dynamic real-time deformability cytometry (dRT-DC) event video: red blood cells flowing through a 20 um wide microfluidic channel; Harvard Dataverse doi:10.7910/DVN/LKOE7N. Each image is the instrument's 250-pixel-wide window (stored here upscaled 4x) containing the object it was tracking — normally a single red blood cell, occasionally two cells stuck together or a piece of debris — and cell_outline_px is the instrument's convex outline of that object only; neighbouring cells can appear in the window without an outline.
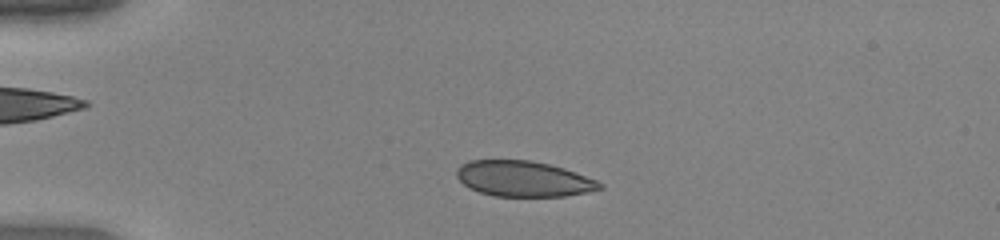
{"species": "human", "species_latin": "Homo sapiens", "temperature_condition": "warm", "stored_images_in_passage": 44, "camera_frame_rate_fps": 3000, "um_per_image_px": 0.085, "donor": {"sex": "female"}, "frame": {"image": 1, "passage_image": 6, "time_ms": 1.667, "image_size_px": [1000, 240], "cell_outline_px": [[604, 188], [588, 192], [564, 196], [496, 196], [480, 192], [468, 188], [456, 176], [456, 168], [460, 164], [468, 160], [532, 160], [564, 168], [596, 180], [604, 184]], "centroid_in_image_um": [44.48, 15.19], "position_along_channel_um": 40.5, "area_um2": 29.77}}
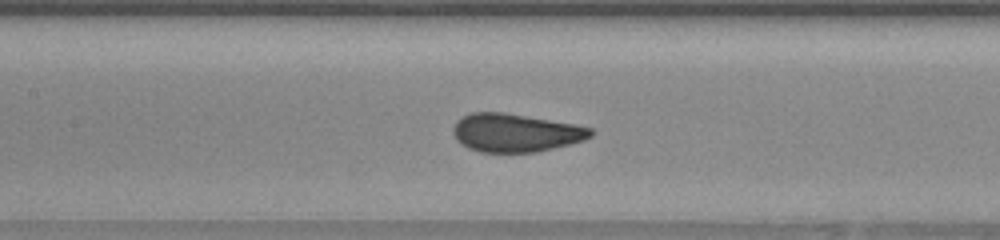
{"frame": {"image": 2, "passage_image": 18, "time_ms": 5.667, "image_size_px": [1000, 240], "cell_outline_px": [[596, 132], [592, 136], [584, 140], [536, 152], [480, 152], [468, 148], [456, 140], [452, 132], [452, 128], [456, 120], [460, 116], [472, 112], [504, 112], [576, 124], [592, 128]], "centroid_in_image_um": [43.8, 11.27], "position_along_channel_um": 163.6, "area_um2": 30.92}}
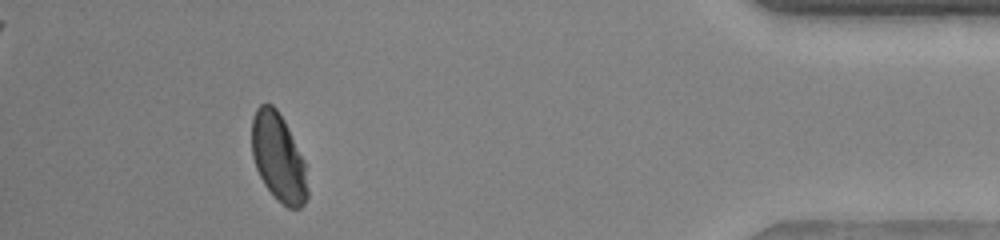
{"frame": {"image": 3, "passage_image": 40, "time_ms": 13.0, "image_size_px": [1000, 240], "cell_outline_px": [[308, 196], [304, 204], [300, 208], [288, 208], [276, 200], [264, 184], [256, 168], [252, 156], [252, 116], [256, 108], [260, 104], [272, 104], [276, 108], [284, 120], [304, 160], [308, 188]], "centroid_in_image_um": [23.66, 13.4], "position_along_channel_um": 411.5, "area_um2": 28.73}, "authors_computed_cell_mechanics": {"area_um2": 30.2583, "velocity_mm_per_s": 4.0598, "shape_relaxation_time_tau1_ms": 6.8124, "shape_relaxation_time_tau2_ms": null, "deformation_change_tau1": 0.1901, "deformation_change_tau2": null}}